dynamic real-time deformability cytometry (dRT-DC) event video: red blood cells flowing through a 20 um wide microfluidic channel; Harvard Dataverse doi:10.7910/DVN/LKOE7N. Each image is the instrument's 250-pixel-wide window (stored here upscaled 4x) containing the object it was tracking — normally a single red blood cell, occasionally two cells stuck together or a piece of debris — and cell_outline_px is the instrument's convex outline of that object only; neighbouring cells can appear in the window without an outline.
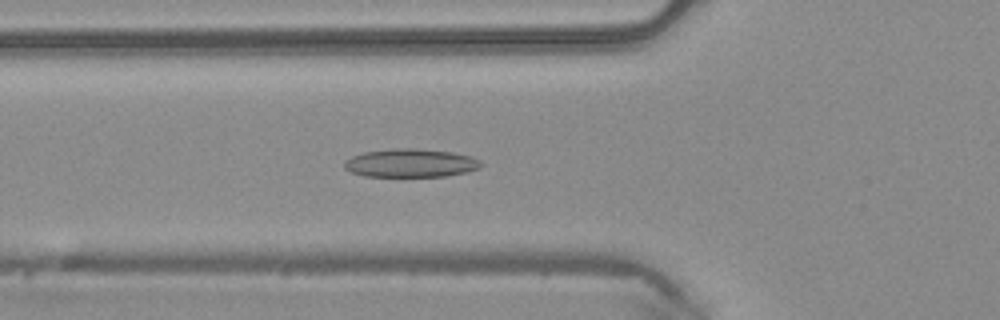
{"species": "common noctule bat (a hibernating species)", "species_latin": "Nyctalus noctula", "temperature_condition": "warm", "stored_images_in_passage": 34, "camera_frame_rate_fps": 3000, "um_per_image_px": 0.085, "animal": {"sex": "male", "body_mass_g": 20.4}, "frame": {"image": 1, "passage_image": 3, "time_ms": 0.667, "image_size_px": [1000, 320], "cell_outline_px": [[484, 164], [480, 168], [468, 172], [444, 176], [364, 176], [352, 172], [344, 168], [344, 160], [352, 156], [364, 152], [392, 148], [416, 148], [452, 152], [472, 156], [480, 160]], "centroid_in_image_um": [34.93, 13.85], "position_along_channel_um": 90.9, "area_um2": 22.77}}
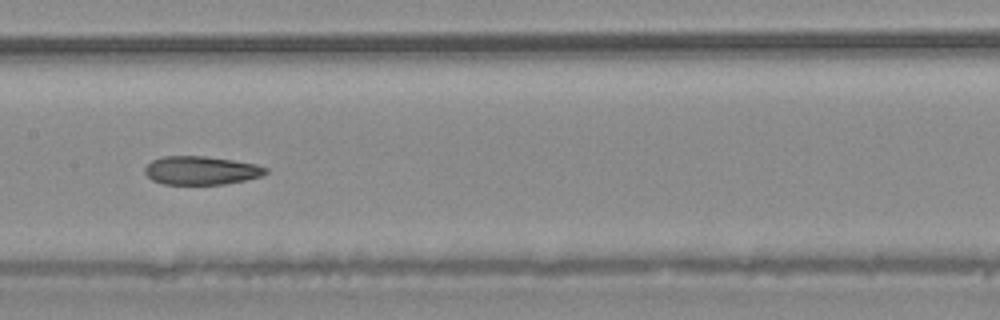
{"frame": {"image": 2, "passage_image": 10, "time_ms": 3.0, "image_size_px": [1000, 320], "cell_outline_px": [[268, 172], [260, 176], [244, 180], [224, 184], [164, 184], [152, 180], [144, 172], [144, 168], [152, 160], [164, 156], [204, 156], [232, 160], [256, 164], [268, 168]], "centroid_in_image_um": [17.08, 14.48], "position_along_channel_um": 190.3, "area_um2": 19.94}}
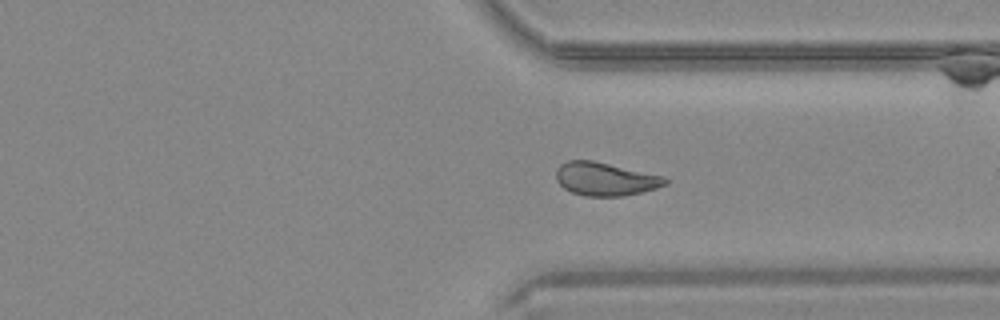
{"frame": {"image": 3, "passage_image": 22, "time_ms": 7.0, "image_size_px": [1000, 320], "cell_outline_px": [[668, 184], [656, 188], [624, 196], [584, 196], [572, 192], [564, 188], [556, 180], [556, 168], [560, 164], [568, 160], [592, 160], [664, 176], [668, 180]], "centroid_in_image_um": [51.43, 15.21], "position_along_channel_um": 360.0, "area_um2": 21.15}, "authors_computed_cell_mechanics": {"area_um2": 21.1837, "velocity_mm_per_s": 4.2467, "shape_relaxation_time_tau1_ms": 10.0644, "shape_relaxation_time_tau2_ms": 3.3349, "deformation_change_tau1": 0.2086, "deformation_change_tau2": 0.0913}}